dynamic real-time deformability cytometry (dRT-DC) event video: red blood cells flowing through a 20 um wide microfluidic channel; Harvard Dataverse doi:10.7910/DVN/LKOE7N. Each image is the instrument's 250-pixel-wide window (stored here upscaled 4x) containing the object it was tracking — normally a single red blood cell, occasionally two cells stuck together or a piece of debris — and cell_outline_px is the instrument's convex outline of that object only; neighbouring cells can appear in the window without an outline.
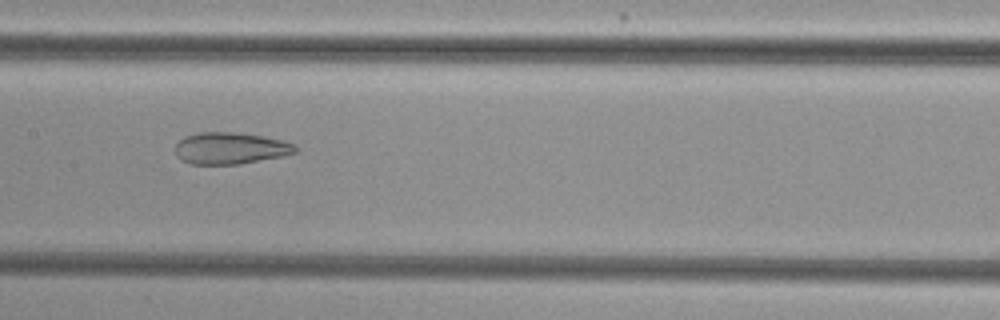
{"species": "common noctule bat (a hibernating species)", "species_latin": "Nyctalus noctula", "temperature_condition": "cold", "stored_images_in_passage": 12, "camera_frame_rate_fps": 3000, "um_per_image_px": 0.085, "animal": {"sex": "female", "body_mass_g": 29.2, "forearm_length_mm": 56.3}, "frame": {"image": 1, "passage_image": 10, "time_ms": 11.333, "image_size_px": [1000, 320], "cell_outline_px": [[296, 152], [280, 156], [240, 164], [192, 164], [180, 160], [176, 156], [176, 144], [184, 136], [200, 132], [232, 132], [264, 136], [296, 144]], "centroid_in_image_um": [19.54, 12.6], "position_along_channel_um": 187.9, "area_um2": 22.08}}